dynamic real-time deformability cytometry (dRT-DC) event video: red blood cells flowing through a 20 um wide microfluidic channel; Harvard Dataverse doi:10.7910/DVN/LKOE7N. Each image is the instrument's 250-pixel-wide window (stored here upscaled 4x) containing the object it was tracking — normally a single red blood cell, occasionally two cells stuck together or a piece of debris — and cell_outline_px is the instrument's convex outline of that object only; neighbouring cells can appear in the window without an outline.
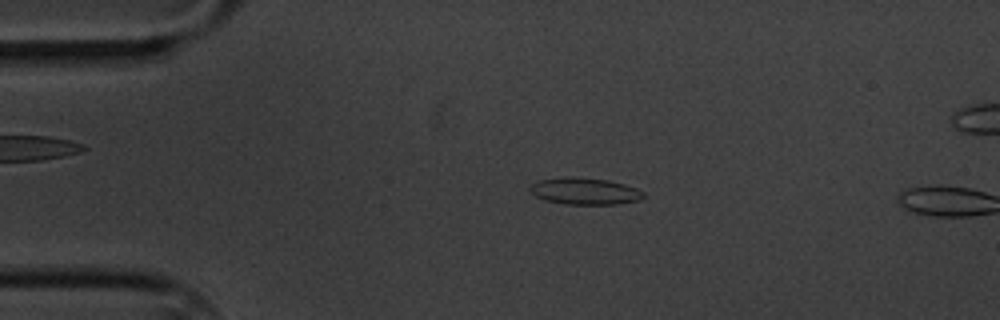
{"species": "common noctule bat (a hibernating species)", "species_latin": "Nyctalus noctula", "temperature_condition": "cold", "stored_images_in_passage": 3, "camera_frame_rate_fps": 3000, "um_per_image_px": 0.085, "animal": {"sex": "male", "body_mass_g": 20.1, "forearm_length_mm": 53.5}, "frame": {"image": 1, "passage_image": 2, "time_ms": 2.0, "image_size_px": [1000, 320], "cell_outline_px": [[644, 196], [640, 200], [616, 204], [564, 204], [544, 200], [536, 196], [528, 188], [532, 184], [540, 180], [564, 176], [572, 176], [608, 180], [624, 184], [636, 188], [644, 192]], "centroid_in_image_um": [49.7, 16.24], "position_along_channel_um": 35.3, "area_um2": 17.74}}